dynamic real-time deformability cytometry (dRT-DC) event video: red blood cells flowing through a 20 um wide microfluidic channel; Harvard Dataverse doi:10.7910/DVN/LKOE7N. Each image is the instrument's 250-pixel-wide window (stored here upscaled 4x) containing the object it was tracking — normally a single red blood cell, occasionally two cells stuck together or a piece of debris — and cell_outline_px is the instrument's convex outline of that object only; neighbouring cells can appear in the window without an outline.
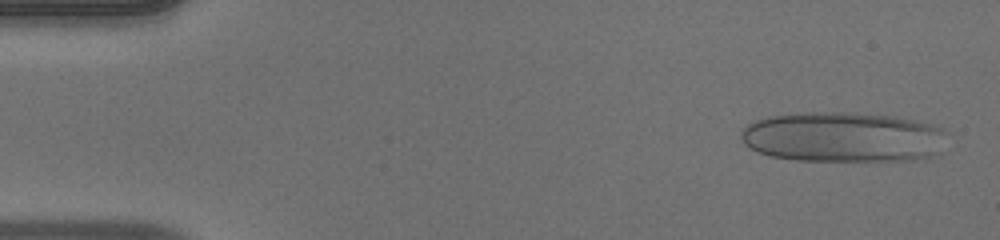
{"species": "human", "species_latin": "Homo sapiens", "temperature_condition": "warm", "stored_images_in_passage": 48, "camera_frame_rate_fps": 3000, "um_per_image_px": 0.085, "donor": {"sex": "male"}, "frame": {"image": 1, "passage_image": 1, "time_ms": 0.0, "image_size_px": [1000, 240], "cell_outline_px": [[948, 132], [940, 152], [932, 156], [916, 160], [796, 160], [768, 156], [756, 152], [744, 144], [740, 136], [740, 132], [748, 124], [756, 120], [768, 116], [804, 112], [844, 112], [892, 116], [916, 120], [932, 124], [944, 128]], "centroid_in_image_um": [71.67, 11.65], "position_along_channel_um": 13.3, "area_um2": 60.81}}
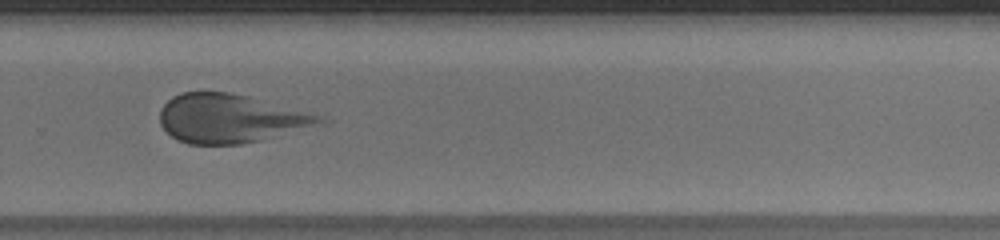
{"frame": {"image": 2, "passage_image": 32, "time_ms": 10.333, "image_size_px": [1000, 240], "cell_outline_px": [[332, 120], [324, 124], [260, 140], [240, 144], [188, 144], [176, 140], [160, 124], [160, 108], [172, 96], [180, 92], [228, 92], [248, 96], [320, 116]], "centroid_in_image_um": [19.56, 10.07], "position_along_channel_um": 310.2, "area_um2": 45.14}}
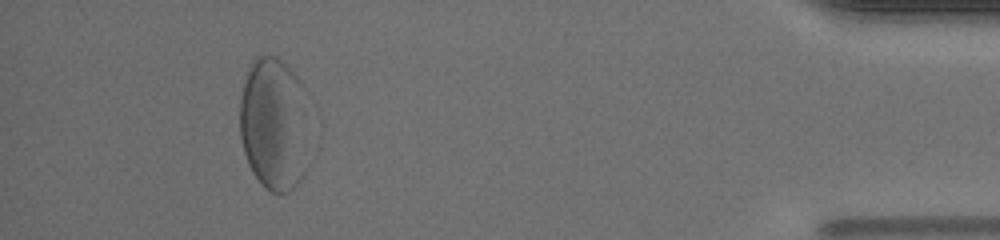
{"frame": {"image": 3, "passage_image": 44, "time_ms": 14.333, "image_size_px": [1000, 240], "cell_outline_px": [[304, 172], [300, 180], [288, 192], [272, 192], [264, 188], [260, 184], [252, 172], [248, 164], [244, 152], [240, 136], [240, 100], [244, 80], [248, 64], [256, 56], [276, 56], [296, 76], [300, 84]], "centroid_in_image_um": [23.14, 10.54], "position_along_channel_um": 412.1, "area_um2": 51.85}}